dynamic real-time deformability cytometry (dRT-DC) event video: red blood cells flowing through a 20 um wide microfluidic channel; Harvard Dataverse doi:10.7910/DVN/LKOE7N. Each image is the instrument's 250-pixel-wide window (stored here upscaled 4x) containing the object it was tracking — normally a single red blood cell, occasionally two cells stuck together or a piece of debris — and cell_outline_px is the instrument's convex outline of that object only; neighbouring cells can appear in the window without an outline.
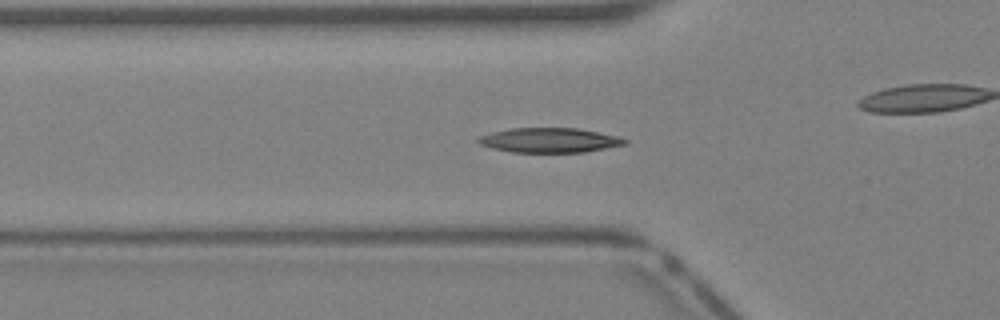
{"species": "Egyptian fruit bat (a non-hibernating species)", "species_latin": "Rousettus aegyptiacus", "temperature_condition": "warm", "stored_images_in_passage": 33, "camera_frame_rate_fps": 3000, "um_per_image_px": 0.085, "animal": {"sex": "female"}, "frame": {"image": 1, "passage_image": 6, "time_ms": 1.667, "image_size_px": [1000, 320], "cell_outline_px": [[628, 144], [584, 152], [512, 152], [492, 148], [480, 144], [476, 140], [480, 136], [492, 132], [512, 128], [576, 128], [620, 136], [628, 140]], "centroid_in_image_um": [46.74, 11.92], "position_along_channel_um": 79.1, "area_um2": 21.04}}
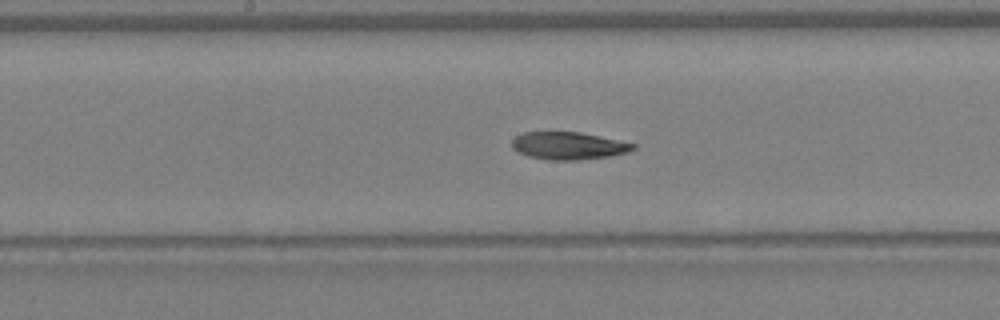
{"frame": {"image": 2, "passage_image": 13, "time_ms": 4.0, "image_size_px": [1000, 320], "cell_outline_px": [[636, 148], [628, 152], [608, 156], [576, 160], [552, 160], [528, 156], [512, 148], [512, 140], [516, 136], [524, 132], [580, 132], [636, 144]], "centroid_in_image_um": [48.31, 12.38], "position_along_channel_um": 199.9, "area_um2": 19.19}}
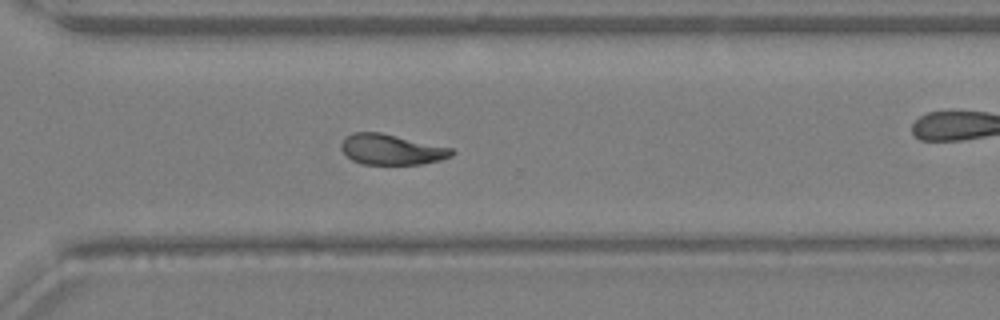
{"frame": {"image": 3, "passage_image": 21, "time_ms": 6.667, "image_size_px": [1000, 320], "cell_outline_px": [[456, 152], [452, 156], [440, 160], [424, 164], [364, 164], [352, 160], [340, 148], [340, 144], [352, 132], [380, 132], [452, 148]], "centroid_in_image_um": [33.3, 12.71], "position_along_channel_um": 337.3, "area_um2": 19.54}}